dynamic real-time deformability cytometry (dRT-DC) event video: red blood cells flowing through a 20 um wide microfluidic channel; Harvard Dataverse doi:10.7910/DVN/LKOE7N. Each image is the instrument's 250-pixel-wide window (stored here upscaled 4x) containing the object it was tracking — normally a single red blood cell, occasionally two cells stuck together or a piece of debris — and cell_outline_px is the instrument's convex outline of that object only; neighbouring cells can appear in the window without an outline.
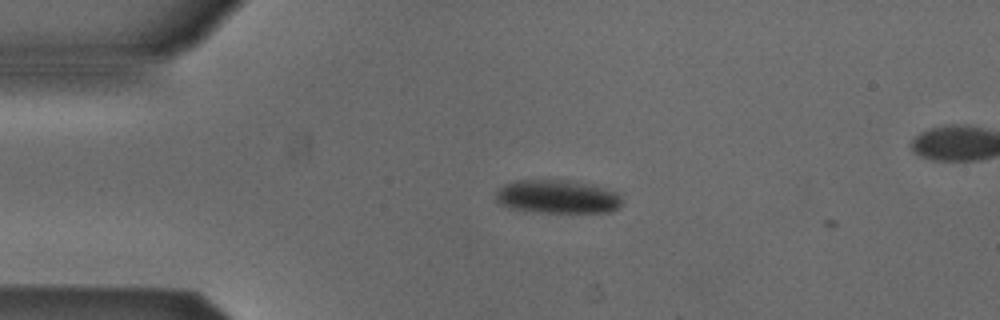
{"species": "Egyptian fruit bat (a non-hibernating species)", "species_latin": "Rousettus aegyptiacus", "temperature_condition": "cold", "stored_images_in_passage": 2, "camera_frame_rate_fps": 3000, "um_per_image_px": 0.085, "animal": {"sex": "male"}, "frame": {"image": 1, "passage_image": 1, "time_ms": 0.0, "image_size_px": [1000, 320], "cell_outline_px": [[620, 208], [612, 212], [536, 212], [508, 208], [500, 204], [496, 200], [496, 192], [504, 184], [512, 180], [568, 180], [604, 188], [616, 192], [620, 196]], "centroid_in_image_um": [47.34, 16.72], "position_along_channel_um": 37.7, "area_um2": 24.62}}